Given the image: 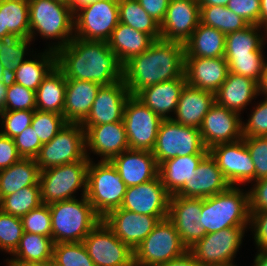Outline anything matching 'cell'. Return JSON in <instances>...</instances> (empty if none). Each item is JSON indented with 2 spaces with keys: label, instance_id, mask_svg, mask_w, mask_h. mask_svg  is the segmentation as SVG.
Returning a JSON list of instances; mask_svg holds the SVG:
<instances>
[{
  "label": "cell",
  "instance_id": "obj_1",
  "mask_svg": "<svg viewBox=\"0 0 267 266\" xmlns=\"http://www.w3.org/2000/svg\"><path fill=\"white\" fill-rule=\"evenodd\" d=\"M56 66L66 79L92 81L101 86L123 79V64L104 41L74 37L56 51Z\"/></svg>",
  "mask_w": 267,
  "mask_h": 266
},
{
  "label": "cell",
  "instance_id": "obj_2",
  "mask_svg": "<svg viewBox=\"0 0 267 266\" xmlns=\"http://www.w3.org/2000/svg\"><path fill=\"white\" fill-rule=\"evenodd\" d=\"M184 43L155 40L140 55L123 65V80L130 95L154 84L184 76Z\"/></svg>",
  "mask_w": 267,
  "mask_h": 266
},
{
  "label": "cell",
  "instance_id": "obj_3",
  "mask_svg": "<svg viewBox=\"0 0 267 266\" xmlns=\"http://www.w3.org/2000/svg\"><path fill=\"white\" fill-rule=\"evenodd\" d=\"M30 39L49 41L46 49L57 51L74 38V12L57 0H28ZM51 40V41H50Z\"/></svg>",
  "mask_w": 267,
  "mask_h": 266
},
{
  "label": "cell",
  "instance_id": "obj_4",
  "mask_svg": "<svg viewBox=\"0 0 267 266\" xmlns=\"http://www.w3.org/2000/svg\"><path fill=\"white\" fill-rule=\"evenodd\" d=\"M48 205L51 215V237L55 244L83 242L84 238L102 220L86 196Z\"/></svg>",
  "mask_w": 267,
  "mask_h": 266
},
{
  "label": "cell",
  "instance_id": "obj_5",
  "mask_svg": "<svg viewBox=\"0 0 267 266\" xmlns=\"http://www.w3.org/2000/svg\"><path fill=\"white\" fill-rule=\"evenodd\" d=\"M242 188V189H241ZM249 195L241 186L202 198L200 224L206 234L230 227H249Z\"/></svg>",
  "mask_w": 267,
  "mask_h": 266
},
{
  "label": "cell",
  "instance_id": "obj_6",
  "mask_svg": "<svg viewBox=\"0 0 267 266\" xmlns=\"http://www.w3.org/2000/svg\"><path fill=\"white\" fill-rule=\"evenodd\" d=\"M127 186L111 161L90 160L87 169L86 197L94 211L103 218L120 208Z\"/></svg>",
  "mask_w": 267,
  "mask_h": 266
},
{
  "label": "cell",
  "instance_id": "obj_7",
  "mask_svg": "<svg viewBox=\"0 0 267 266\" xmlns=\"http://www.w3.org/2000/svg\"><path fill=\"white\" fill-rule=\"evenodd\" d=\"M90 161H76L41 171V199L44 204L81 197L87 192V169ZM76 195V196H75Z\"/></svg>",
  "mask_w": 267,
  "mask_h": 266
},
{
  "label": "cell",
  "instance_id": "obj_8",
  "mask_svg": "<svg viewBox=\"0 0 267 266\" xmlns=\"http://www.w3.org/2000/svg\"><path fill=\"white\" fill-rule=\"evenodd\" d=\"M158 166L171 158L187 155H208L199 128L188 127L172 119H163L152 151Z\"/></svg>",
  "mask_w": 267,
  "mask_h": 266
},
{
  "label": "cell",
  "instance_id": "obj_9",
  "mask_svg": "<svg viewBox=\"0 0 267 266\" xmlns=\"http://www.w3.org/2000/svg\"><path fill=\"white\" fill-rule=\"evenodd\" d=\"M188 248L168 219L159 220L154 229L134 249V266H158L183 255Z\"/></svg>",
  "mask_w": 267,
  "mask_h": 266
},
{
  "label": "cell",
  "instance_id": "obj_10",
  "mask_svg": "<svg viewBox=\"0 0 267 266\" xmlns=\"http://www.w3.org/2000/svg\"><path fill=\"white\" fill-rule=\"evenodd\" d=\"M35 160L40 171L76 161H90L86 156L82 125L67 123L51 141L42 145Z\"/></svg>",
  "mask_w": 267,
  "mask_h": 266
},
{
  "label": "cell",
  "instance_id": "obj_11",
  "mask_svg": "<svg viewBox=\"0 0 267 266\" xmlns=\"http://www.w3.org/2000/svg\"><path fill=\"white\" fill-rule=\"evenodd\" d=\"M248 230V227H230L207 233L188 250L202 266L232 265Z\"/></svg>",
  "mask_w": 267,
  "mask_h": 266
},
{
  "label": "cell",
  "instance_id": "obj_12",
  "mask_svg": "<svg viewBox=\"0 0 267 266\" xmlns=\"http://www.w3.org/2000/svg\"><path fill=\"white\" fill-rule=\"evenodd\" d=\"M119 0H97L74 13V37L107 42L119 23Z\"/></svg>",
  "mask_w": 267,
  "mask_h": 266
},
{
  "label": "cell",
  "instance_id": "obj_13",
  "mask_svg": "<svg viewBox=\"0 0 267 266\" xmlns=\"http://www.w3.org/2000/svg\"><path fill=\"white\" fill-rule=\"evenodd\" d=\"M129 148L153 151L157 133L163 119L140 99L131 95L125 105L122 119Z\"/></svg>",
  "mask_w": 267,
  "mask_h": 266
},
{
  "label": "cell",
  "instance_id": "obj_14",
  "mask_svg": "<svg viewBox=\"0 0 267 266\" xmlns=\"http://www.w3.org/2000/svg\"><path fill=\"white\" fill-rule=\"evenodd\" d=\"M83 243L95 266H134V251L101 220Z\"/></svg>",
  "mask_w": 267,
  "mask_h": 266
},
{
  "label": "cell",
  "instance_id": "obj_15",
  "mask_svg": "<svg viewBox=\"0 0 267 266\" xmlns=\"http://www.w3.org/2000/svg\"><path fill=\"white\" fill-rule=\"evenodd\" d=\"M218 168L231 186H245L255 181V167L244 139L221 143L209 149Z\"/></svg>",
  "mask_w": 267,
  "mask_h": 266
},
{
  "label": "cell",
  "instance_id": "obj_16",
  "mask_svg": "<svg viewBox=\"0 0 267 266\" xmlns=\"http://www.w3.org/2000/svg\"><path fill=\"white\" fill-rule=\"evenodd\" d=\"M201 210L202 198L170 196L167 218L188 249L206 235L205 227L200 224Z\"/></svg>",
  "mask_w": 267,
  "mask_h": 266
},
{
  "label": "cell",
  "instance_id": "obj_17",
  "mask_svg": "<svg viewBox=\"0 0 267 266\" xmlns=\"http://www.w3.org/2000/svg\"><path fill=\"white\" fill-rule=\"evenodd\" d=\"M168 216H149L122 208L108 212L102 221L107 227L133 251L154 229L159 220Z\"/></svg>",
  "mask_w": 267,
  "mask_h": 266
},
{
  "label": "cell",
  "instance_id": "obj_18",
  "mask_svg": "<svg viewBox=\"0 0 267 266\" xmlns=\"http://www.w3.org/2000/svg\"><path fill=\"white\" fill-rule=\"evenodd\" d=\"M244 116L214 104L204 116L200 129L207 149L221 143H232L243 138L242 120Z\"/></svg>",
  "mask_w": 267,
  "mask_h": 266
},
{
  "label": "cell",
  "instance_id": "obj_19",
  "mask_svg": "<svg viewBox=\"0 0 267 266\" xmlns=\"http://www.w3.org/2000/svg\"><path fill=\"white\" fill-rule=\"evenodd\" d=\"M170 194L160 176L126 189L120 208L149 216H168Z\"/></svg>",
  "mask_w": 267,
  "mask_h": 266
},
{
  "label": "cell",
  "instance_id": "obj_20",
  "mask_svg": "<svg viewBox=\"0 0 267 266\" xmlns=\"http://www.w3.org/2000/svg\"><path fill=\"white\" fill-rule=\"evenodd\" d=\"M85 130L86 156L89 160L91 153L100 157V161H111L115 156L130 149L123 121L82 126Z\"/></svg>",
  "mask_w": 267,
  "mask_h": 266
},
{
  "label": "cell",
  "instance_id": "obj_21",
  "mask_svg": "<svg viewBox=\"0 0 267 266\" xmlns=\"http://www.w3.org/2000/svg\"><path fill=\"white\" fill-rule=\"evenodd\" d=\"M200 23L198 0H170L160 24L161 39L185 43Z\"/></svg>",
  "mask_w": 267,
  "mask_h": 266
},
{
  "label": "cell",
  "instance_id": "obj_22",
  "mask_svg": "<svg viewBox=\"0 0 267 266\" xmlns=\"http://www.w3.org/2000/svg\"><path fill=\"white\" fill-rule=\"evenodd\" d=\"M130 96L123 79L112 85L101 86L89 115L81 125L96 126L122 121L125 105Z\"/></svg>",
  "mask_w": 267,
  "mask_h": 266
},
{
  "label": "cell",
  "instance_id": "obj_23",
  "mask_svg": "<svg viewBox=\"0 0 267 266\" xmlns=\"http://www.w3.org/2000/svg\"><path fill=\"white\" fill-rule=\"evenodd\" d=\"M229 73L224 57H185L184 75L189 86L215 93Z\"/></svg>",
  "mask_w": 267,
  "mask_h": 266
},
{
  "label": "cell",
  "instance_id": "obj_24",
  "mask_svg": "<svg viewBox=\"0 0 267 266\" xmlns=\"http://www.w3.org/2000/svg\"><path fill=\"white\" fill-rule=\"evenodd\" d=\"M127 187L155 179L159 166L151 151L128 149L111 160Z\"/></svg>",
  "mask_w": 267,
  "mask_h": 266
},
{
  "label": "cell",
  "instance_id": "obj_25",
  "mask_svg": "<svg viewBox=\"0 0 267 266\" xmlns=\"http://www.w3.org/2000/svg\"><path fill=\"white\" fill-rule=\"evenodd\" d=\"M231 185L218 168L216 161L208 154L196 168V174L185 182L176 196L206 198L226 191Z\"/></svg>",
  "mask_w": 267,
  "mask_h": 266
},
{
  "label": "cell",
  "instance_id": "obj_26",
  "mask_svg": "<svg viewBox=\"0 0 267 266\" xmlns=\"http://www.w3.org/2000/svg\"><path fill=\"white\" fill-rule=\"evenodd\" d=\"M258 96L256 81L229 72L226 80L215 92V103L241 115Z\"/></svg>",
  "mask_w": 267,
  "mask_h": 266
},
{
  "label": "cell",
  "instance_id": "obj_27",
  "mask_svg": "<svg viewBox=\"0 0 267 266\" xmlns=\"http://www.w3.org/2000/svg\"><path fill=\"white\" fill-rule=\"evenodd\" d=\"M185 75L142 89L136 97L162 119H172L184 86Z\"/></svg>",
  "mask_w": 267,
  "mask_h": 266
},
{
  "label": "cell",
  "instance_id": "obj_28",
  "mask_svg": "<svg viewBox=\"0 0 267 266\" xmlns=\"http://www.w3.org/2000/svg\"><path fill=\"white\" fill-rule=\"evenodd\" d=\"M215 104V93L185 85L172 117L181 125L200 128L204 116Z\"/></svg>",
  "mask_w": 267,
  "mask_h": 266
},
{
  "label": "cell",
  "instance_id": "obj_29",
  "mask_svg": "<svg viewBox=\"0 0 267 266\" xmlns=\"http://www.w3.org/2000/svg\"><path fill=\"white\" fill-rule=\"evenodd\" d=\"M101 85L85 80L66 79L63 117L67 123H82L89 115Z\"/></svg>",
  "mask_w": 267,
  "mask_h": 266
},
{
  "label": "cell",
  "instance_id": "obj_30",
  "mask_svg": "<svg viewBox=\"0 0 267 266\" xmlns=\"http://www.w3.org/2000/svg\"><path fill=\"white\" fill-rule=\"evenodd\" d=\"M154 41L149 34L119 22L107 44L124 65L131 58L145 52Z\"/></svg>",
  "mask_w": 267,
  "mask_h": 266
},
{
  "label": "cell",
  "instance_id": "obj_31",
  "mask_svg": "<svg viewBox=\"0 0 267 266\" xmlns=\"http://www.w3.org/2000/svg\"><path fill=\"white\" fill-rule=\"evenodd\" d=\"M207 155L177 156L162 162L159 173L162 184L170 195L176 194L189 182L196 168Z\"/></svg>",
  "mask_w": 267,
  "mask_h": 266
},
{
  "label": "cell",
  "instance_id": "obj_32",
  "mask_svg": "<svg viewBox=\"0 0 267 266\" xmlns=\"http://www.w3.org/2000/svg\"><path fill=\"white\" fill-rule=\"evenodd\" d=\"M43 50L32 53L11 75L10 80L36 92L43 79L56 66V51Z\"/></svg>",
  "mask_w": 267,
  "mask_h": 266
},
{
  "label": "cell",
  "instance_id": "obj_33",
  "mask_svg": "<svg viewBox=\"0 0 267 266\" xmlns=\"http://www.w3.org/2000/svg\"><path fill=\"white\" fill-rule=\"evenodd\" d=\"M40 168L35 159L21 158L7 169L0 170V201L27 186H40Z\"/></svg>",
  "mask_w": 267,
  "mask_h": 266
},
{
  "label": "cell",
  "instance_id": "obj_34",
  "mask_svg": "<svg viewBox=\"0 0 267 266\" xmlns=\"http://www.w3.org/2000/svg\"><path fill=\"white\" fill-rule=\"evenodd\" d=\"M225 37L221 31L199 23L184 43L185 57H224Z\"/></svg>",
  "mask_w": 267,
  "mask_h": 266
},
{
  "label": "cell",
  "instance_id": "obj_35",
  "mask_svg": "<svg viewBox=\"0 0 267 266\" xmlns=\"http://www.w3.org/2000/svg\"><path fill=\"white\" fill-rule=\"evenodd\" d=\"M66 78L55 66L36 90V109L63 115L65 106Z\"/></svg>",
  "mask_w": 267,
  "mask_h": 266
},
{
  "label": "cell",
  "instance_id": "obj_36",
  "mask_svg": "<svg viewBox=\"0 0 267 266\" xmlns=\"http://www.w3.org/2000/svg\"><path fill=\"white\" fill-rule=\"evenodd\" d=\"M267 30L258 25H248L240 31L226 34L225 55L265 54Z\"/></svg>",
  "mask_w": 267,
  "mask_h": 266
},
{
  "label": "cell",
  "instance_id": "obj_37",
  "mask_svg": "<svg viewBox=\"0 0 267 266\" xmlns=\"http://www.w3.org/2000/svg\"><path fill=\"white\" fill-rule=\"evenodd\" d=\"M54 244L52 237L24 232L17 249L11 255L12 257L8 258L48 263L52 261Z\"/></svg>",
  "mask_w": 267,
  "mask_h": 266
},
{
  "label": "cell",
  "instance_id": "obj_38",
  "mask_svg": "<svg viewBox=\"0 0 267 266\" xmlns=\"http://www.w3.org/2000/svg\"><path fill=\"white\" fill-rule=\"evenodd\" d=\"M118 9L120 23L149 34L154 40L161 39L160 24L142 8L137 0H119Z\"/></svg>",
  "mask_w": 267,
  "mask_h": 266
},
{
  "label": "cell",
  "instance_id": "obj_39",
  "mask_svg": "<svg viewBox=\"0 0 267 266\" xmlns=\"http://www.w3.org/2000/svg\"><path fill=\"white\" fill-rule=\"evenodd\" d=\"M0 11H3L4 29L13 37L30 38L28 0H0Z\"/></svg>",
  "mask_w": 267,
  "mask_h": 266
},
{
  "label": "cell",
  "instance_id": "obj_40",
  "mask_svg": "<svg viewBox=\"0 0 267 266\" xmlns=\"http://www.w3.org/2000/svg\"><path fill=\"white\" fill-rule=\"evenodd\" d=\"M200 23L213 27L225 35L240 31L249 25L227 6H200Z\"/></svg>",
  "mask_w": 267,
  "mask_h": 266
},
{
  "label": "cell",
  "instance_id": "obj_41",
  "mask_svg": "<svg viewBox=\"0 0 267 266\" xmlns=\"http://www.w3.org/2000/svg\"><path fill=\"white\" fill-rule=\"evenodd\" d=\"M32 42L30 38L9 37L0 39V64L9 77L29 58V55H32L31 53H35L33 48H30Z\"/></svg>",
  "mask_w": 267,
  "mask_h": 266
},
{
  "label": "cell",
  "instance_id": "obj_42",
  "mask_svg": "<svg viewBox=\"0 0 267 266\" xmlns=\"http://www.w3.org/2000/svg\"><path fill=\"white\" fill-rule=\"evenodd\" d=\"M43 204L40 186H27L0 201V209L10 215L22 217Z\"/></svg>",
  "mask_w": 267,
  "mask_h": 266
},
{
  "label": "cell",
  "instance_id": "obj_43",
  "mask_svg": "<svg viewBox=\"0 0 267 266\" xmlns=\"http://www.w3.org/2000/svg\"><path fill=\"white\" fill-rule=\"evenodd\" d=\"M52 263L56 266H95L83 242L54 244Z\"/></svg>",
  "mask_w": 267,
  "mask_h": 266
},
{
  "label": "cell",
  "instance_id": "obj_44",
  "mask_svg": "<svg viewBox=\"0 0 267 266\" xmlns=\"http://www.w3.org/2000/svg\"><path fill=\"white\" fill-rule=\"evenodd\" d=\"M265 54H235L224 55L229 72L242 75L260 82L263 68L266 62Z\"/></svg>",
  "mask_w": 267,
  "mask_h": 266
},
{
  "label": "cell",
  "instance_id": "obj_45",
  "mask_svg": "<svg viewBox=\"0 0 267 266\" xmlns=\"http://www.w3.org/2000/svg\"><path fill=\"white\" fill-rule=\"evenodd\" d=\"M23 233L21 218L0 209V251L11 256L17 249Z\"/></svg>",
  "mask_w": 267,
  "mask_h": 266
},
{
  "label": "cell",
  "instance_id": "obj_46",
  "mask_svg": "<svg viewBox=\"0 0 267 266\" xmlns=\"http://www.w3.org/2000/svg\"><path fill=\"white\" fill-rule=\"evenodd\" d=\"M67 124L62 114L35 110L31 127L42 144L51 141L56 134Z\"/></svg>",
  "mask_w": 267,
  "mask_h": 266
},
{
  "label": "cell",
  "instance_id": "obj_47",
  "mask_svg": "<svg viewBox=\"0 0 267 266\" xmlns=\"http://www.w3.org/2000/svg\"><path fill=\"white\" fill-rule=\"evenodd\" d=\"M3 110H36V92L9 80Z\"/></svg>",
  "mask_w": 267,
  "mask_h": 266
},
{
  "label": "cell",
  "instance_id": "obj_48",
  "mask_svg": "<svg viewBox=\"0 0 267 266\" xmlns=\"http://www.w3.org/2000/svg\"><path fill=\"white\" fill-rule=\"evenodd\" d=\"M35 110H3L0 112V134L14 138L31 126Z\"/></svg>",
  "mask_w": 267,
  "mask_h": 266
},
{
  "label": "cell",
  "instance_id": "obj_49",
  "mask_svg": "<svg viewBox=\"0 0 267 266\" xmlns=\"http://www.w3.org/2000/svg\"><path fill=\"white\" fill-rule=\"evenodd\" d=\"M248 120L242 121V135L247 137L267 136V97L262 98L256 104H252ZM253 108V109H252Z\"/></svg>",
  "mask_w": 267,
  "mask_h": 266
},
{
  "label": "cell",
  "instance_id": "obj_50",
  "mask_svg": "<svg viewBox=\"0 0 267 266\" xmlns=\"http://www.w3.org/2000/svg\"><path fill=\"white\" fill-rule=\"evenodd\" d=\"M24 232L51 237V215L48 204H41L21 217Z\"/></svg>",
  "mask_w": 267,
  "mask_h": 266
},
{
  "label": "cell",
  "instance_id": "obj_51",
  "mask_svg": "<svg viewBox=\"0 0 267 266\" xmlns=\"http://www.w3.org/2000/svg\"><path fill=\"white\" fill-rule=\"evenodd\" d=\"M255 167V181L267 177V136L243 138Z\"/></svg>",
  "mask_w": 267,
  "mask_h": 266
},
{
  "label": "cell",
  "instance_id": "obj_52",
  "mask_svg": "<svg viewBox=\"0 0 267 266\" xmlns=\"http://www.w3.org/2000/svg\"><path fill=\"white\" fill-rule=\"evenodd\" d=\"M17 151L22 158L35 159L42 147L40 139L31 126L13 138Z\"/></svg>",
  "mask_w": 267,
  "mask_h": 266
},
{
  "label": "cell",
  "instance_id": "obj_53",
  "mask_svg": "<svg viewBox=\"0 0 267 266\" xmlns=\"http://www.w3.org/2000/svg\"><path fill=\"white\" fill-rule=\"evenodd\" d=\"M227 7L249 25L259 26L260 0H229Z\"/></svg>",
  "mask_w": 267,
  "mask_h": 266
},
{
  "label": "cell",
  "instance_id": "obj_54",
  "mask_svg": "<svg viewBox=\"0 0 267 266\" xmlns=\"http://www.w3.org/2000/svg\"><path fill=\"white\" fill-rule=\"evenodd\" d=\"M248 231H251L255 249L267 250V210L250 212Z\"/></svg>",
  "mask_w": 267,
  "mask_h": 266
},
{
  "label": "cell",
  "instance_id": "obj_55",
  "mask_svg": "<svg viewBox=\"0 0 267 266\" xmlns=\"http://www.w3.org/2000/svg\"><path fill=\"white\" fill-rule=\"evenodd\" d=\"M248 195L250 212L267 210V177L251 182Z\"/></svg>",
  "mask_w": 267,
  "mask_h": 266
},
{
  "label": "cell",
  "instance_id": "obj_56",
  "mask_svg": "<svg viewBox=\"0 0 267 266\" xmlns=\"http://www.w3.org/2000/svg\"><path fill=\"white\" fill-rule=\"evenodd\" d=\"M21 158L14 140L0 134V170L7 169Z\"/></svg>",
  "mask_w": 267,
  "mask_h": 266
},
{
  "label": "cell",
  "instance_id": "obj_57",
  "mask_svg": "<svg viewBox=\"0 0 267 266\" xmlns=\"http://www.w3.org/2000/svg\"><path fill=\"white\" fill-rule=\"evenodd\" d=\"M142 8L159 24L164 20L170 0H137Z\"/></svg>",
  "mask_w": 267,
  "mask_h": 266
},
{
  "label": "cell",
  "instance_id": "obj_58",
  "mask_svg": "<svg viewBox=\"0 0 267 266\" xmlns=\"http://www.w3.org/2000/svg\"><path fill=\"white\" fill-rule=\"evenodd\" d=\"M158 266H202L194 257V255L187 250L178 258L172 259L168 262L162 263Z\"/></svg>",
  "mask_w": 267,
  "mask_h": 266
},
{
  "label": "cell",
  "instance_id": "obj_59",
  "mask_svg": "<svg viewBox=\"0 0 267 266\" xmlns=\"http://www.w3.org/2000/svg\"><path fill=\"white\" fill-rule=\"evenodd\" d=\"M5 264H6L5 266H51V262L48 263L26 262L14 258L5 259Z\"/></svg>",
  "mask_w": 267,
  "mask_h": 266
},
{
  "label": "cell",
  "instance_id": "obj_60",
  "mask_svg": "<svg viewBox=\"0 0 267 266\" xmlns=\"http://www.w3.org/2000/svg\"><path fill=\"white\" fill-rule=\"evenodd\" d=\"M258 95L267 97V60L263 68L260 82L258 83Z\"/></svg>",
  "mask_w": 267,
  "mask_h": 266
},
{
  "label": "cell",
  "instance_id": "obj_61",
  "mask_svg": "<svg viewBox=\"0 0 267 266\" xmlns=\"http://www.w3.org/2000/svg\"><path fill=\"white\" fill-rule=\"evenodd\" d=\"M251 266H267V250H256Z\"/></svg>",
  "mask_w": 267,
  "mask_h": 266
},
{
  "label": "cell",
  "instance_id": "obj_62",
  "mask_svg": "<svg viewBox=\"0 0 267 266\" xmlns=\"http://www.w3.org/2000/svg\"><path fill=\"white\" fill-rule=\"evenodd\" d=\"M259 26L267 30V0H260Z\"/></svg>",
  "mask_w": 267,
  "mask_h": 266
},
{
  "label": "cell",
  "instance_id": "obj_63",
  "mask_svg": "<svg viewBox=\"0 0 267 266\" xmlns=\"http://www.w3.org/2000/svg\"><path fill=\"white\" fill-rule=\"evenodd\" d=\"M97 0H69V7L75 13L81 7L86 6L88 4L94 3Z\"/></svg>",
  "mask_w": 267,
  "mask_h": 266
},
{
  "label": "cell",
  "instance_id": "obj_64",
  "mask_svg": "<svg viewBox=\"0 0 267 266\" xmlns=\"http://www.w3.org/2000/svg\"><path fill=\"white\" fill-rule=\"evenodd\" d=\"M229 0H198L200 6H227Z\"/></svg>",
  "mask_w": 267,
  "mask_h": 266
},
{
  "label": "cell",
  "instance_id": "obj_65",
  "mask_svg": "<svg viewBox=\"0 0 267 266\" xmlns=\"http://www.w3.org/2000/svg\"><path fill=\"white\" fill-rule=\"evenodd\" d=\"M8 82H0V112L3 111Z\"/></svg>",
  "mask_w": 267,
  "mask_h": 266
},
{
  "label": "cell",
  "instance_id": "obj_66",
  "mask_svg": "<svg viewBox=\"0 0 267 266\" xmlns=\"http://www.w3.org/2000/svg\"><path fill=\"white\" fill-rule=\"evenodd\" d=\"M13 37L8 29H4L3 11H0V39Z\"/></svg>",
  "mask_w": 267,
  "mask_h": 266
},
{
  "label": "cell",
  "instance_id": "obj_67",
  "mask_svg": "<svg viewBox=\"0 0 267 266\" xmlns=\"http://www.w3.org/2000/svg\"><path fill=\"white\" fill-rule=\"evenodd\" d=\"M10 77L5 72L4 67L0 64V82H9Z\"/></svg>",
  "mask_w": 267,
  "mask_h": 266
},
{
  "label": "cell",
  "instance_id": "obj_68",
  "mask_svg": "<svg viewBox=\"0 0 267 266\" xmlns=\"http://www.w3.org/2000/svg\"><path fill=\"white\" fill-rule=\"evenodd\" d=\"M57 1L63 2L65 4H68L69 3V0H57Z\"/></svg>",
  "mask_w": 267,
  "mask_h": 266
}]
</instances>
